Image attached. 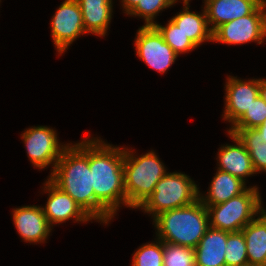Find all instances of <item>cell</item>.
<instances>
[{"label":"cell","mask_w":266,"mask_h":266,"mask_svg":"<svg viewBox=\"0 0 266 266\" xmlns=\"http://www.w3.org/2000/svg\"><path fill=\"white\" fill-rule=\"evenodd\" d=\"M89 137L64 149L49 179L96 221L108 224L114 217L96 198L89 167Z\"/></svg>","instance_id":"6da1fadb"},{"label":"cell","mask_w":266,"mask_h":266,"mask_svg":"<svg viewBox=\"0 0 266 266\" xmlns=\"http://www.w3.org/2000/svg\"><path fill=\"white\" fill-rule=\"evenodd\" d=\"M124 148L89 138V167L95 198L114 216L120 204L127 206L124 185Z\"/></svg>","instance_id":"7a4b0ae2"},{"label":"cell","mask_w":266,"mask_h":266,"mask_svg":"<svg viewBox=\"0 0 266 266\" xmlns=\"http://www.w3.org/2000/svg\"><path fill=\"white\" fill-rule=\"evenodd\" d=\"M153 222L159 240L195 248L210 227L207 207L196 200L192 204L157 215Z\"/></svg>","instance_id":"3957f363"},{"label":"cell","mask_w":266,"mask_h":266,"mask_svg":"<svg viewBox=\"0 0 266 266\" xmlns=\"http://www.w3.org/2000/svg\"><path fill=\"white\" fill-rule=\"evenodd\" d=\"M133 150L124 148V185L127 207L139 208L152 194L157 182L167 173L164 164L155 152L150 151L139 157Z\"/></svg>","instance_id":"277c9868"},{"label":"cell","mask_w":266,"mask_h":266,"mask_svg":"<svg viewBox=\"0 0 266 266\" xmlns=\"http://www.w3.org/2000/svg\"><path fill=\"white\" fill-rule=\"evenodd\" d=\"M198 189L188 175L180 172L166 173L139 209L152 214L154 219L162 212L184 207L198 200Z\"/></svg>","instance_id":"5b68a950"},{"label":"cell","mask_w":266,"mask_h":266,"mask_svg":"<svg viewBox=\"0 0 266 266\" xmlns=\"http://www.w3.org/2000/svg\"><path fill=\"white\" fill-rule=\"evenodd\" d=\"M261 203L258 187L253 186L226 202L206 206L210 227L228 232L241 231L260 214Z\"/></svg>","instance_id":"8992f818"},{"label":"cell","mask_w":266,"mask_h":266,"mask_svg":"<svg viewBox=\"0 0 266 266\" xmlns=\"http://www.w3.org/2000/svg\"><path fill=\"white\" fill-rule=\"evenodd\" d=\"M266 5H259L251 14L226 22L212 32V42L239 45L261 44L266 37Z\"/></svg>","instance_id":"52a82bcc"},{"label":"cell","mask_w":266,"mask_h":266,"mask_svg":"<svg viewBox=\"0 0 266 266\" xmlns=\"http://www.w3.org/2000/svg\"><path fill=\"white\" fill-rule=\"evenodd\" d=\"M21 135L30 162L39 169H45L51 164L54 171L56 163L68 143L61 145L58 142L56 131L46 126H34L26 129Z\"/></svg>","instance_id":"ba28073f"},{"label":"cell","mask_w":266,"mask_h":266,"mask_svg":"<svg viewBox=\"0 0 266 266\" xmlns=\"http://www.w3.org/2000/svg\"><path fill=\"white\" fill-rule=\"evenodd\" d=\"M136 37L137 56L157 72L165 73L178 57L154 26L143 25Z\"/></svg>","instance_id":"9c48e42d"},{"label":"cell","mask_w":266,"mask_h":266,"mask_svg":"<svg viewBox=\"0 0 266 266\" xmlns=\"http://www.w3.org/2000/svg\"><path fill=\"white\" fill-rule=\"evenodd\" d=\"M51 35L61 55L81 34H86L82 11L76 0H65L51 20Z\"/></svg>","instance_id":"30bf717a"},{"label":"cell","mask_w":266,"mask_h":266,"mask_svg":"<svg viewBox=\"0 0 266 266\" xmlns=\"http://www.w3.org/2000/svg\"><path fill=\"white\" fill-rule=\"evenodd\" d=\"M227 81L223 118L233 126L259 95V79L243 81L237 77L229 76Z\"/></svg>","instance_id":"8fae6325"},{"label":"cell","mask_w":266,"mask_h":266,"mask_svg":"<svg viewBox=\"0 0 266 266\" xmlns=\"http://www.w3.org/2000/svg\"><path fill=\"white\" fill-rule=\"evenodd\" d=\"M44 184V192L49 196L43 212L49 224L54 226L75 218L74 220L87 222L92 218L67 193L57 187L50 179Z\"/></svg>","instance_id":"7c38bea8"},{"label":"cell","mask_w":266,"mask_h":266,"mask_svg":"<svg viewBox=\"0 0 266 266\" xmlns=\"http://www.w3.org/2000/svg\"><path fill=\"white\" fill-rule=\"evenodd\" d=\"M13 222L24 242L43 243L51 232L41 206H23L13 209Z\"/></svg>","instance_id":"4fadbf2b"},{"label":"cell","mask_w":266,"mask_h":266,"mask_svg":"<svg viewBox=\"0 0 266 266\" xmlns=\"http://www.w3.org/2000/svg\"><path fill=\"white\" fill-rule=\"evenodd\" d=\"M204 3L212 32L226 22L251 14L259 6L255 0H204Z\"/></svg>","instance_id":"5bb4252c"},{"label":"cell","mask_w":266,"mask_h":266,"mask_svg":"<svg viewBox=\"0 0 266 266\" xmlns=\"http://www.w3.org/2000/svg\"><path fill=\"white\" fill-rule=\"evenodd\" d=\"M228 134L236 144H227L220 148L218 152V169L228 172L245 182L246 177L256 174L251 157L239 138L231 132H228Z\"/></svg>","instance_id":"9a60e30c"},{"label":"cell","mask_w":266,"mask_h":266,"mask_svg":"<svg viewBox=\"0 0 266 266\" xmlns=\"http://www.w3.org/2000/svg\"><path fill=\"white\" fill-rule=\"evenodd\" d=\"M229 232L209 227L194 248L195 266H226L225 249Z\"/></svg>","instance_id":"2e32d148"},{"label":"cell","mask_w":266,"mask_h":266,"mask_svg":"<svg viewBox=\"0 0 266 266\" xmlns=\"http://www.w3.org/2000/svg\"><path fill=\"white\" fill-rule=\"evenodd\" d=\"M86 33L105 36L112 17V0H76Z\"/></svg>","instance_id":"e0dca14e"},{"label":"cell","mask_w":266,"mask_h":266,"mask_svg":"<svg viewBox=\"0 0 266 266\" xmlns=\"http://www.w3.org/2000/svg\"><path fill=\"white\" fill-rule=\"evenodd\" d=\"M190 0H183L184 8L171 20L180 28L197 47L204 41H212V31L209 28L205 9L203 13L190 11Z\"/></svg>","instance_id":"ac0fdd59"},{"label":"cell","mask_w":266,"mask_h":266,"mask_svg":"<svg viewBox=\"0 0 266 266\" xmlns=\"http://www.w3.org/2000/svg\"><path fill=\"white\" fill-rule=\"evenodd\" d=\"M246 189L244 181L228 172L217 169L216 175L211 181L209 192H207L208 195L199 194V199L205 206L217 205L243 193Z\"/></svg>","instance_id":"d6986e66"},{"label":"cell","mask_w":266,"mask_h":266,"mask_svg":"<svg viewBox=\"0 0 266 266\" xmlns=\"http://www.w3.org/2000/svg\"><path fill=\"white\" fill-rule=\"evenodd\" d=\"M241 231L246 241L248 264L266 266V221L258 215Z\"/></svg>","instance_id":"ffe728a7"},{"label":"cell","mask_w":266,"mask_h":266,"mask_svg":"<svg viewBox=\"0 0 266 266\" xmlns=\"http://www.w3.org/2000/svg\"><path fill=\"white\" fill-rule=\"evenodd\" d=\"M244 144L248 151L255 172H266V142L262 139L259 131L254 129H229Z\"/></svg>","instance_id":"44dd1931"},{"label":"cell","mask_w":266,"mask_h":266,"mask_svg":"<svg viewBox=\"0 0 266 266\" xmlns=\"http://www.w3.org/2000/svg\"><path fill=\"white\" fill-rule=\"evenodd\" d=\"M154 27L178 56L197 48L172 20L165 27L157 23L154 24Z\"/></svg>","instance_id":"7402d4cb"},{"label":"cell","mask_w":266,"mask_h":266,"mask_svg":"<svg viewBox=\"0 0 266 266\" xmlns=\"http://www.w3.org/2000/svg\"><path fill=\"white\" fill-rule=\"evenodd\" d=\"M226 266H244L248 264L246 241L242 231L229 232L225 249Z\"/></svg>","instance_id":"603a6c76"},{"label":"cell","mask_w":266,"mask_h":266,"mask_svg":"<svg viewBox=\"0 0 266 266\" xmlns=\"http://www.w3.org/2000/svg\"><path fill=\"white\" fill-rule=\"evenodd\" d=\"M163 266H195L194 248L163 242Z\"/></svg>","instance_id":"cb8c5ba5"},{"label":"cell","mask_w":266,"mask_h":266,"mask_svg":"<svg viewBox=\"0 0 266 266\" xmlns=\"http://www.w3.org/2000/svg\"><path fill=\"white\" fill-rule=\"evenodd\" d=\"M132 266H163V241L144 244L134 253Z\"/></svg>","instance_id":"d4e9b609"},{"label":"cell","mask_w":266,"mask_h":266,"mask_svg":"<svg viewBox=\"0 0 266 266\" xmlns=\"http://www.w3.org/2000/svg\"><path fill=\"white\" fill-rule=\"evenodd\" d=\"M266 119V102L258 95L244 115L230 129H254Z\"/></svg>","instance_id":"484cf974"},{"label":"cell","mask_w":266,"mask_h":266,"mask_svg":"<svg viewBox=\"0 0 266 266\" xmlns=\"http://www.w3.org/2000/svg\"><path fill=\"white\" fill-rule=\"evenodd\" d=\"M176 1L178 0H141L128 15L141 16L145 20L144 26H154L156 15L175 4Z\"/></svg>","instance_id":"4316f807"},{"label":"cell","mask_w":266,"mask_h":266,"mask_svg":"<svg viewBox=\"0 0 266 266\" xmlns=\"http://www.w3.org/2000/svg\"><path fill=\"white\" fill-rule=\"evenodd\" d=\"M141 0H122L123 10L128 15Z\"/></svg>","instance_id":"83f0119b"},{"label":"cell","mask_w":266,"mask_h":266,"mask_svg":"<svg viewBox=\"0 0 266 266\" xmlns=\"http://www.w3.org/2000/svg\"><path fill=\"white\" fill-rule=\"evenodd\" d=\"M259 95L266 102V79H259Z\"/></svg>","instance_id":"f1b7e54d"},{"label":"cell","mask_w":266,"mask_h":266,"mask_svg":"<svg viewBox=\"0 0 266 266\" xmlns=\"http://www.w3.org/2000/svg\"><path fill=\"white\" fill-rule=\"evenodd\" d=\"M256 129L259 131V133H260L262 139L264 140V142H266V119Z\"/></svg>","instance_id":"f546056e"},{"label":"cell","mask_w":266,"mask_h":266,"mask_svg":"<svg viewBox=\"0 0 266 266\" xmlns=\"http://www.w3.org/2000/svg\"><path fill=\"white\" fill-rule=\"evenodd\" d=\"M259 215L266 221V210L263 207H261Z\"/></svg>","instance_id":"4dcf8cb0"},{"label":"cell","mask_w":266,"mask_h":266,"mask_svg":"<svg viewBox=\"0 0 266 266\" xmlns=\"http://www.w3.org/2000/svg\"><path fill=\"white\" fill-rule=\"evenodd\" d=\"M259 5H266V0H255Z\"/></svg>","instance_id":"1f68e13d"},{"label":"cell","mask_w":266,"mask_h":266,"mask_svg":"<svg viewBox=\"0 0 266 266\" xmlns=\"http://www.w3.org/2000/svg\"><path fill=\"white\" fill-rule=\"evenodd\" d=\"M244 266H259V265H251V264H247V265H244Z\"/></svg>","instance_id":"d6a6232c"}]
</instances>
